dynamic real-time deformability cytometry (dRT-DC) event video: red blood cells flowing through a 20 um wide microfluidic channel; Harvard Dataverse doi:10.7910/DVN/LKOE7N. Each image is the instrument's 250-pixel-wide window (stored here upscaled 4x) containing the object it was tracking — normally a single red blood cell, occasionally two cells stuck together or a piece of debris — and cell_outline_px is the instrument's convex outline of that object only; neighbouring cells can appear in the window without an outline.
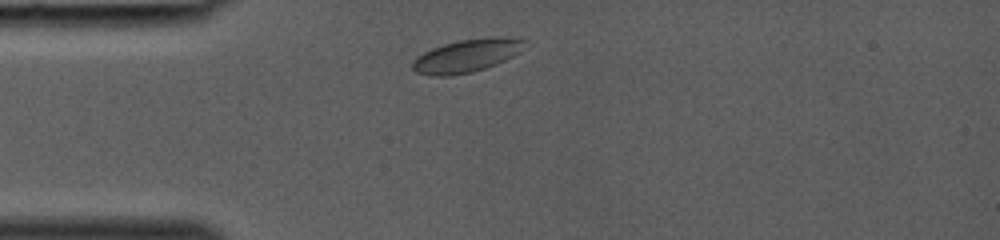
{"species": "common noctule bat (a hibernating species)", "species_latin": "Nyctalus noctula", "temperature_condition": "room temperature", "stored_images_in_passage": 28, "camera_frame_rate_fps": 3000, "um_per_image_px": 0.085, "animal": {"sex": "female", "body_mass_g": 19.0, "forearm_length_mm": 53.3}, "frame": {"image": 1, "passage_image": 3, "time_ms": 0.667, "image_size_px": [1000, 240], "cell_outline_px": [[528, 40], [520, 52], [496, 64], [472, 72], [448, 76], [432, 76], [416, 72], [412, 68], [412, 60], [416, 56], [432, 48], [444, 44], [460, 40], [492, 36], [508, 36]], "centroid_in_image_um": [39.68, 4.72], "position_along_channel_um": 45.3, "area_um2": 21.73}}
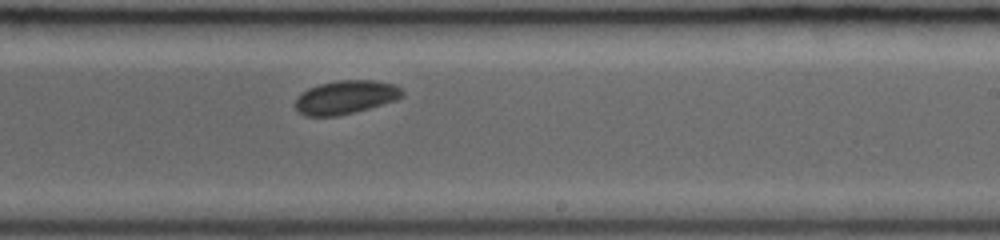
{"frame": {"image": 2, "passage_image": 17, "time_ms": 5.333, "image_size_px": [1000, 240], "cell_outline_px": [[404, 96], [396, 100], [368, 108], [336, 116], [304, 116], [296, 108], [296, 96], [308, 88], [320, 84], [340, 80], [376, 80], [396, 84], [404, 92]], "centroid_in_image_um": [29.4, 8.25], "position_along_channel_um": 259.6, "area_um2": 20.87}}
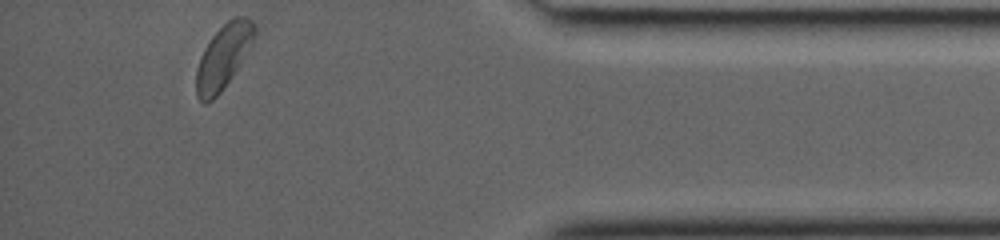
{"frame": {"image": 3, "passage_image": 28, "time_ms": 9.0, "image_size_px": [1000, 240], "cell_outline_px": [[256, 32], [252, 44], [220, 92], [212, 100], [204, 104], [196, 96], [196, 68], [204, 48], [212, 36], [228, 20], [236, 16], [244, 16], [252, 20], [256, 28]], "centroid_in_image_um": [18.97, 4.8], "position_along_channel_um": 416.2, "area_um2": 21.33}}